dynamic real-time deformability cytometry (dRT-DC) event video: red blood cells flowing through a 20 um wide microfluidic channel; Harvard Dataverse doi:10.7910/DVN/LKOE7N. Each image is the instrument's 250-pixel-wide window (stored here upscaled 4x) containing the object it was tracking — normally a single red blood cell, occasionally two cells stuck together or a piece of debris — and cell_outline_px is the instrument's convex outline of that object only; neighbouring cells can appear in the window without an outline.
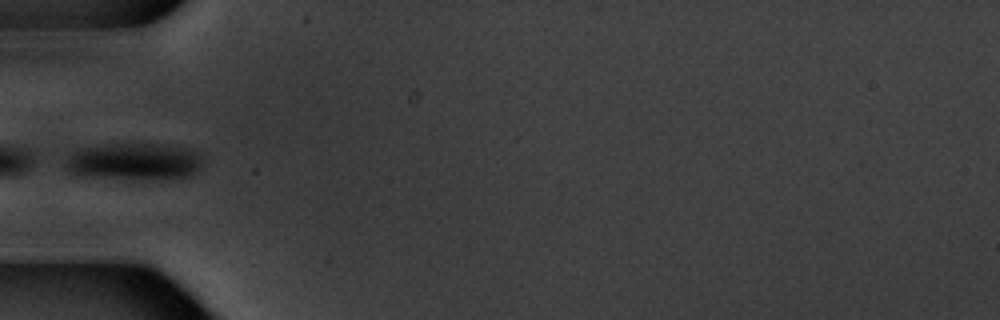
{"species": "common noctule bat (a hibernating species)", "species_latin": "Nyctalus noctula", "temperature_condition": "warm", "stored_images_in_passage": 6, "camera_frame_rate_fps": 3000, "um_per_image_px": 0.085, "animal": {"sex": "male", "body_mass_g": 20.1, "forearm_length_mm": 53.5}, "frame": {"image": 1, "passage_image": 6, "time_ms": 5.667, "image_size_px": [1000, 320], "cell_outline_px": [[200, 168], [192, 176], [76, 176], [68, 172], [64, 164], [68, 152], [80, 148], [104, 144], [164, 144], [188, 148], [196, 152], [200, 156]], "centroid_in_image_um": [11.29, 13.66], "position_along_channel_um": 73.7, "area_um2": 28.61}}